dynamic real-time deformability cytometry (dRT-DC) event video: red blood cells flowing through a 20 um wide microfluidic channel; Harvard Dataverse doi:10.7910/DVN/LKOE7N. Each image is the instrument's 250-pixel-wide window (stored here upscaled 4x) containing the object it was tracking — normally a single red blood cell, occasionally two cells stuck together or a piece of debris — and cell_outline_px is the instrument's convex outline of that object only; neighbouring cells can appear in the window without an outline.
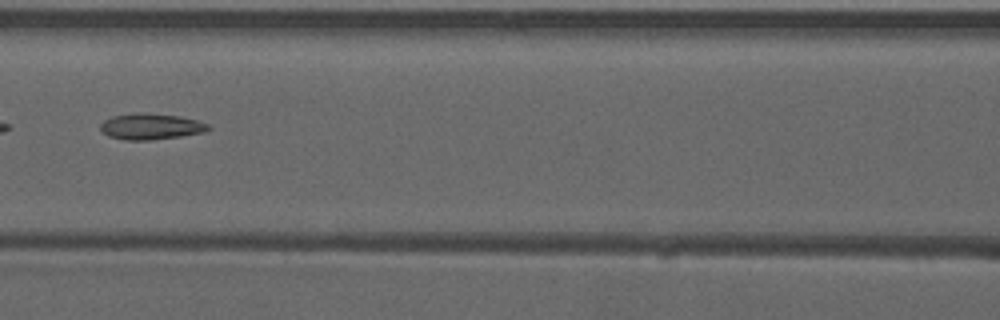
{"species": "common noctule bat (a hibernating species)", "species_latin": "Nyctalus noctula", "temperature_condition": "warm", "stored_images_in_passage": 8, "camera_frame_rate_fps": 3000, "um_per_image_px": 0.085, "animal": {"sex": "male", "forearm_length_mm": 52.5}, "frame": {"image": 1, "passage_image": 7, "time_ms": 2.0, "image_size_px": [1000, 320], "cell_outline_px": [[212, 128], [204, 132], [180, 136], [148, 140], [124, 140], [108, 136], [100, 128], [100, 124], [104, 120], [112, 116], [136, 112], [140, 112], [180, 116], [196, 120], [208, 124]], "centroid_in_image_um": [12.81, 10.74], "position_along_channel_um": 153.8, "area_um2": 16.36}}
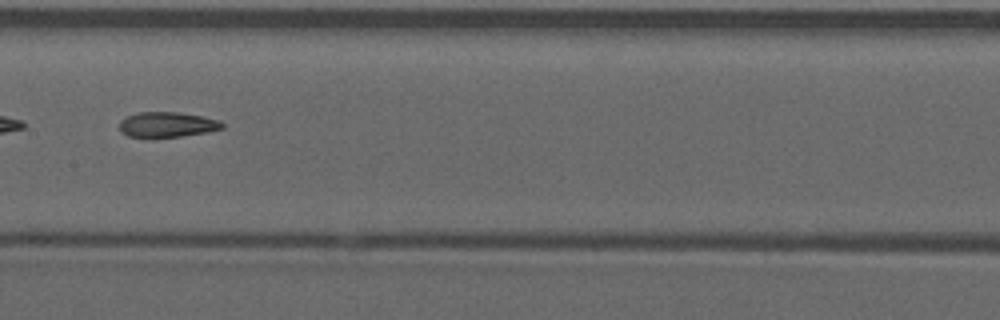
{"frame": {"image": 2, "passage_image": 8, "time_ms": 2.333, "image_size_px": [1000, 320], "cell_outline_px": [[224, 128], [204, 132], [180, 136], [152, 140], [128, 136], [120, 132], [120, 120], [128, 116], [140, 112], [176, 112], [204, 116], [220, 120], [224, 124]], "centroid_in_image_um": [14.17, 10.62], "position_along_channel_um": 193.2, "area_um2": 15.55}}